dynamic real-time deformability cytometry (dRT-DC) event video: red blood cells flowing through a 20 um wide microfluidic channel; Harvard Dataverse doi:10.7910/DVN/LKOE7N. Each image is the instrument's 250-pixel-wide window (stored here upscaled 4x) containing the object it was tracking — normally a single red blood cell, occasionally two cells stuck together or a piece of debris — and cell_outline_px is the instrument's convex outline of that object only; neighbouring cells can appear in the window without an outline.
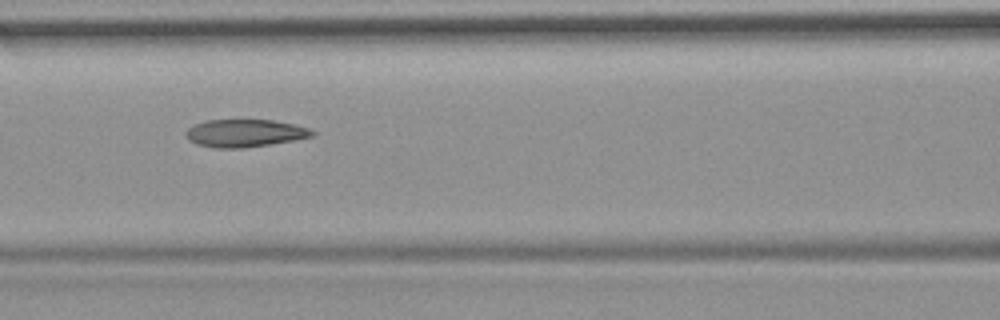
{"species": "common noctule bat (a hibernating species)", "species_latin": "Nyctalus noctula", "temperature_condition": "room temperature", "stored_images_in_passage": 37, "camera_frame_rate_fps": 3000, "um_per_image_px": 0.085, "animal": {"sex": "female", "body_mass_g": 19.9}, "frame": {"image": 1, "passage_image": 11, "time_ms": 3.333, "image_size_px": [1000, 320], "cell_outline_px": [[316, 136], [296, 140], [244, 148], [216, 148], [196, 144], [188, 140], [188, 128], [192, 124], [204, 120], [272, 120], [292, 124], [308, 128], [316, 132]], "centroid_in_image_um": [20.83, 11.32], "position_along_channel_um": 145.8, "area_um2": 20.4}}